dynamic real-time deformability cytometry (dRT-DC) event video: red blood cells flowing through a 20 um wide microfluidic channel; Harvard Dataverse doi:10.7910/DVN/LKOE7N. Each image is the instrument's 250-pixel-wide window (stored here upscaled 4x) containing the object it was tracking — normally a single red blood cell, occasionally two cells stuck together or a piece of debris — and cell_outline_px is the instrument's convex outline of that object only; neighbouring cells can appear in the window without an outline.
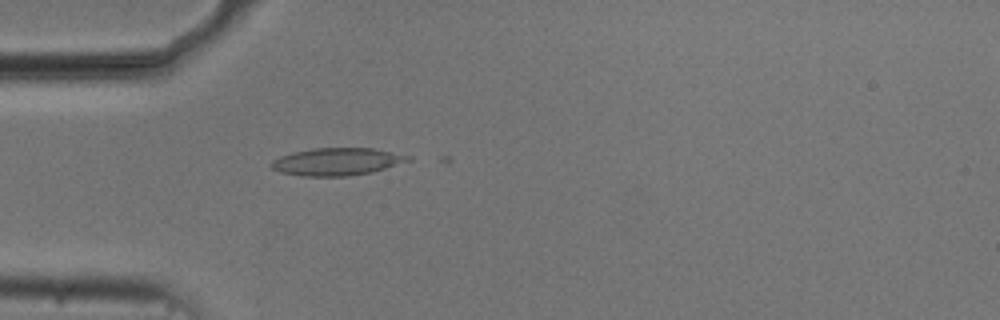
{"species": "common noctule bat (a hibernating species)", "species_latin": "Nyctalus noctula", "temperature_condition": "cold", "stored_images_in_passage": 4, "camera_frame_rate_fps": 3000, "um_per_image_px": 0.085, "animal": {"sex": "male", "body_mass_g": 20.5, "forearm_length_mm": 52.5}, "frame": {"image": 1, "passage_image": 1, "time_ms": 0.0, "image_size_px": [1000, 320], "cell_outline_px": [[412, 160], [372, 172], [348, 176], [300, 176], [280, 172], [272, 168], [268, 164], [272, 160], [280, 156], [292, 152], [312, 148], [372, 148], [412, 156]], "centroid_in_image_um": [28.61, 13.74], "position_along_channel_um": 56.4, "area_um2": 22.02}}